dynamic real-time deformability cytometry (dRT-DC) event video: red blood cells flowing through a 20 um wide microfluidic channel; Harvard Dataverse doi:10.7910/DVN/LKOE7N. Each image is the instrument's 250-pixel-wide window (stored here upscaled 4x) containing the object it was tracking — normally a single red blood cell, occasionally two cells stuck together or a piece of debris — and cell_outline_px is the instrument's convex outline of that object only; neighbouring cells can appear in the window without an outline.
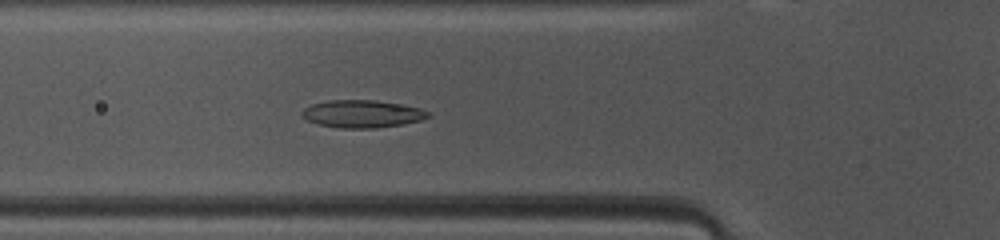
{"species": "common noctule bat (a hibernating species)", "species_latin": "Nyctalus noctula", "temperature_condition": "warm", "stored_images_in_passage": 38, "camera_frame_rate_fps": 3000, "um_per_image_px": 0.085, "animal": {"sex": "female", "body_mass_g": 10.0, "forearm_length_mm": 53.1}, "frame": {"image": 1, "passage_image": 7, "time_ms": 2.0, "image_size_px": [1000, 240], "cell_outline_px": [[432, 116], [420, 120], [400, 124], [376, 128], [340, 128], [320, 124], [308, 120], [300, 112], [304, 108], [312, 104], [328, 100], [376, 100], [404, 104], [420, 108], [432, 112]], "centroid_in_image_um": [30.84, 9.66], "position_along_channel_um": 95.0, "area_um2": 20.29}}
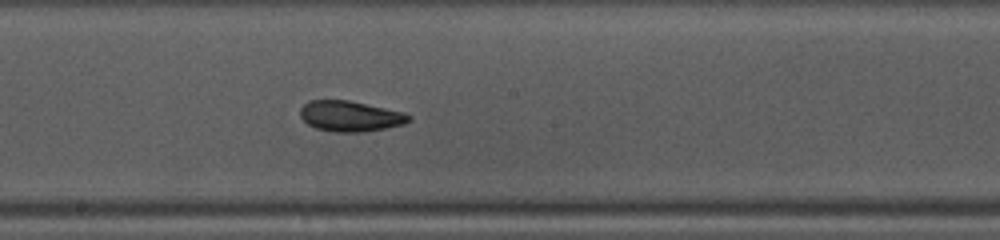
{"frame": {"image": 2, "passage_image": 16, "time_ms": 5.0, "image_size_px": [1000, 240], "cell_outline_px": [[412, 120], [404, 124], [384, 128], [360, 132], [336, 132], [316, 128], [308, 124], [300, 116], [300, 108], [308, 100], [348, 100], [404, 112], [412, 116]], "centroid_in_image_um": [29.77, 9.87], "position_along_channel_um": 218.4, "area_um2": 19.31}}
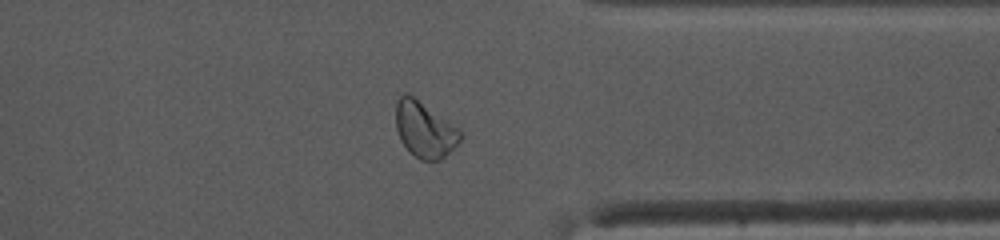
{"frame": {"image": 3, "passage_image": 28, "time_ms": 9.0, "image_size_px": [1000, 240], "cell_outline_px": [[464, 132], [460, 140], [440, 160], [420, 160], [408, 152], [400, 140], [396, 128], [396, 104], [400, 96], [404, 92], [408, 92], [460, 128]], "centroid_in_image_um": [36.09, 11.0], "position_along_channel_um": 375.3, "area_um2": 21.21}, "authors_computed_cell_mechanics": {"area_um2": 19.941, "velocity_mm_per_s": 4.092, "shape_relaxation_time_tau1_ms": 9.3344, "shape_relaxation_time_tau2_ms": 2.5179, "deformation_change_tau1": 0.2027, "deformation_change_tau2": 0.0859}}